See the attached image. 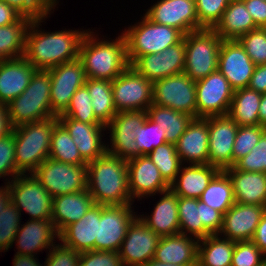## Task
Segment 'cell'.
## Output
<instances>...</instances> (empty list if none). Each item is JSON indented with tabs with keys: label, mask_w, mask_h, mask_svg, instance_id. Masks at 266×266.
<instances>
[{
	"label": "cell",
	"mask_w": 266,
	"mask_h": 266,
	"mask_svg": "<svg viewBox=\"0 0 266 266\" xmlns=\"http://www.w3.org/2000/svg\"><path fill=\"white\" fill-rule=\"evenodd\" d=\"M22 15L10 5L0 0V27L16 23Z\"/></svg>",
	"instance_id": "cell-58"
},
{
	"label": "cell",
	"mask_w": 266,
	"mask_h": 266,
	"mask_svg": "<svg viewBox=\"0 0 266 266\" xmlns=\"http://www.w3.org/2000/svg\"><path fill=\"white\" fill-rule=\"evenodd\" d=\"M234 167L247 172L266 173V131L251 152L239 159Z\"/></svg>",
	"instance_id": "cell-51"
},
{
	"label": "cell",
	"mask_w": 266,
	"mask_h": 266,
	"mask_svg": "<svg viewBox=\"0 0 266 266\" xmlns=\"http://www.w3.org/2000/svg\"><path fill=\"white\" fill-rule=\"evenodd\" d=\"M49 158L74 165H87L73 138L59 121L55 124L52 132Z\"/></svg>",
	"instance_id": "cell-40"
},
{
	"label": "cell",
	"mask_w": 266,
	"mask_h": 266,
	"mask_svg": "<svg viewBox=\"0 0 266 266\" xmlns=\"http://www.w3.org/2000/svg\"><path fill=\"white\" fill-rule=\"evenodd\" d=\"M38 260L37 257L31 255L15 253L12 264L13 266H45V262L41 264Z\"/></svg>",
	"instance_id": "cell-61"
},
{
	"label": "cell",
	"mask_w": 266,
	"mask_h": 266,
	"mask_svg": "<svg viewBox=\"0 0 266 266\" xmlns=\"http://www.w3.org/2000/svg\"><path fill=\"white\" fill-rule=\"evenodd\" d=\"M265 131L266 127L261 125L238 126L232 152L233 166L239 159L251 152Z\"/></svg>",
	"instance_id": "cell-45"
},
{
	"label": "cell",
	"mask_w": 266,
	"mask_h": 266,
	"mask_svg": "<svg viewBox=\"0 0 266 266\" xmlns=\"http://www.w3.org/2000/svg\"><path fill=\"white\" fill-rule=\"evenodd\" d=\"M130 66L152 82L184 73L185 35L180 42L164 49L160 53L138 57Z\"/></svg>",
	"instance_id": "cell-17"
},
{
	"label": "cell",
	"mask_w": 266,
	"mask_h": 266,
	"mask_svg": "<svg viewBox=\"0 0 266 266\" xmlns=\"http://www.w3.org/2000/svg\"><path fill=\"white\" fill-rule=\"evenodd\" d=\"M140 18L141 21L121 32L126 39L129 65L140 56L160 53L184 38V34L178 29L154 23L144 13Z\"/></svg>",
	"instance_id": "cell-6"
},
{
	"label": "cell",
	"mask_w": 266,
	"mask_h": 266,
	"mask_svg": "<svg viewBox=\"0 0 266 266\" xmlns=\"http://www.w3.org/2000/svg\"><path fill=\"white\" fill-rule=\"evenodd\" d=\"M23 17L36 20L38 18L54 13L59 0H2ZM53 10V11H52Z\"/></svg>",
	"instance_id": "cell-49"
},
{
	"label": "cell",
	"mask_w": 266,
	"mask_h": 266,
	"mask_svg": "<svg viewBox=\"0 0 266 266\" xmlns=\"http://www.w3.org/2000/svg\"><path fill=\"white\" fill-rule=\"evenodd\" d=\"M73 138L81 157L89 163L107 152V143L102 141L106 126L102 123H84L70 117H57ZM103 132V133H102Z\"/></svg>",
	"instance_id": "cell-23"
},
{
	"label": "cell",
	"mask_w": 266,
	"mask_h": 266,
	"mask_svg": "<svg viewBox=\"0 0 266 266\" xmlns=\"http://www.w3.org/2000/svg\"><path fill=\"white\" fill-rule=\"evenodd\" d=\"M238 41L256 66L266 64V28L253 29Z\"/></svg>",
	"instance_id": "cell-48"
},
{
	"label": "cell",
	"mask_w": 266,
	"mask_h": 266,
	"mask_svg": "<svg viewBox=\"0 0 266 266\" xmlns=\"http://www.w3.org/2000/svg\"><path fill=\"white\" fill-rule=\"evenodd\" d=\"M133 204L100 205V222H98V239L95 250L118 252L130 223L138 215ZM136 213V214H135Z\"/></svg>",
	"instance_id": "cell-14"
},
{
	"label": "cell",
	"mask_w": 266,
	"mask_h": 266,
	"mask_svg": "<svg viewBox=\"0 0 266 266\" xmlns=\"http://www.w3.org/2000/svg\"><path fill=\"white\" fill-rule=\"evenodd\" d=\"M235 241L209 235L199 240L197 266H231Z\"/></svg>",
	"instance_id": "cell-35"
},
{
	"label": "cell",
	"mask_w": 266,
	"mask_h": 266,
	"mask_svg": "<svg viewBox=\"0 0 266 266\" xmlns=\"http://www.w3.org/2000/svg\"><path fill=\"white\" fill-rule=\"evenodd\" d=\"M91 29L85 34L78 55L86 78L113 81L130 65L127 59L126 39L120 33L115 40L99 38Z\"/></svg>",
	"instance_id": "cell-3"
},
{
	"label": "cell",
	"mask_w": 266,
	"mask_h": 266,
	"mask_svg": "<svg viewBox=\"0 0 266 266\" xmlns=\"http://www.w3.org/2000/svg\"><path fill=\"white\" fill-rule=\"evenodd\" d=\"M146 112L151 121L157 123L161 129L166 130V142L174 145L184 134L188 124L193 119L192 116L186 113L153 103Z\"/></svg>",
	"instance_id": "cell-36"
},
{
	"label": "cell",
	"mask_w": 266,
	"mask_h": 266,
	"mask_svg": "<svg viewBox=\"0 0 266 266\" xmlns=\"http://www.w3.org/2000/svg\"><path fill=\"white\" fill-rule=\"evenodd\" d=\"M59 239L51 219L31 220L22 224L14 239L17 254L36 255L47 249V252L55 245Z\"/></svg>",
	"instance_id": "cell-24"
},
{
	"label": "cell",
	"mask_w": 266,
	"mask_h": 266,
	"mask_svg": "<svg viewBox=\"0 0 266 266\" xmlns=\"http://www.w3.org/2000/svg\"><path fill=\"white\" fill-rule=\"evenodd\" d=\"M13 128L9 118L8 106L0 103V138L11 133Z\"/></svg>",
	"instance_id": "cell-60"
},
{
	"label": "cell",
	"mask_w": 266,
	"mask_h": 266,
	"mask_svg": "<svg viewBox=\"0 0 266 266\" xmlns=\"http://www.w3.org/2000/svg\"><path fill=\"white\" fill-rule=\"evenodd\" d=\"M165 129H161L157 123L148 117L136 133L135 142L138 146V156L148 155L153 149L166 142Z\"/></svg>",
	"instance_id": "cell-46"
},
{
	"label": "cell",
	"mask_w": 266,
	"mask_h": 266,
	"mask_svg": "<svg viewBox=\"0 0 266 266\" xmlns=\"http://www.w3.org/2000/svg\"><path fill=\"white\" fill-rule=\"evenodd\" d=\"M252 241L266 255V210L256 228Z\"/></svg>",
	"instance_id": "cell-59"
},
{
	"label": "cell",
	"mask_w": 266,
	"mask_h": 266,
	"mask_svg": "<svg viewBox=\"0 0 266 266\" xmlns=\"http://www.w3.org/2000/svg\"><path fill=\"white\" fill-rule=\"evenodd\" d=\"M160 195L163 196L156 202L150 215L138 214V216L160 237L179 234L178 195L171 189Z\"/></svg>",
	"instance_id": "cell-29"
},
{
	"label": "cell",
	"mask_w": 266,
	"mask_h": 266,
	"mask_svg": "<svg viewBox=\"0 0 266 266\" xmlns=\"http://www.w3.org/2000/svg\"><path fill=\"white\" fill-rule=\"evenodd\" d=\"M51 75L50 104L58 117L69 106L72 96L86 82V74L79 59L48 69Z\"/></svg>",
	"instance_id": "cell-16"
},
{
	"label": "cell",
	"mask_w": 266,
	"mask_h": 266,
	"mask_svg": "<svg viewBox=\"0 0 266 266\" xmlns=\"http://www.w3.org/2000/svg\"><path fill=\"white\" fill-rule=\"evenodd\" d=\"M248 88L260 93H266V64L255 67Z\"/></svg>",
	"instance_id": "cell-57"
},
{
	"label": "cell",
	"mask_w": 266,
	"mask_h": 266,
	"mask_svg": "<svg viewBox=\"0 0 266 266\" xmlns=\"http://www.w3.org/2000/svg\"><path fill=\"white\" fill-rule=\"evenodd\" d=\"M11 202L31 220L51 219L53 198L33 173L20 174L7 183Z\"/></svg>",
	"instance_id": "cell-9"
},
{
	"label": "cell",
	"mask_w": 266,
	"mask_h": 266,
	"mask_svg": "<svg viewBox=\"0 0 266 266\" xmlns=\"http://www.w3.org/2000/svg\"><path fill=\"white\" fill-rule=\"evenodd\" d=\"M10 176L9 178L6 177ZM17 176V167L15 164V143L13 131L8 135L0 138V178L9 183Z\"/></svg>",
	"instance_id": "cell-52"
},
{
	"label": "cell",
	"mask_w": 266,
	"mask_h": 266,
	"mask_svg": "<svg viewBox=\"0 0 266 266\" xmlns=\"http://www.w3.org/2000/svg\"><path fill=\"white\" fill-rule=\"evenodd\" d=\"M262 93L247 88L235 90L228 116L238 125H259V105Z\"/></svg>",
	"instance_id": "cell-34"
},
{
	"label": "cell",
	"mask_w": 266,
	"mask_h": 266,
	"mask_svg": "<svg viewBox=\"0 0 266 266\" xmlns=\"http://www.w3.org/2000/svg\"><path fill=\"white\" fill-rule=\"evenodd\" d=\"M208 117L193 118L184 134L176 142V151L182 164H208Z\"/></svg>",
	"instance_id": "cell-25"
},
{
	"label": "cell",
	"mask_w": 266,
	"mask_h": 266,
	"mask_svg": "<svg viewBox=\"0 0 266 266\" xmlns=\"http://www.w3.org/2000/svg\"><path fill=\"white\" fill-rule=\"evenodd\" d=\"M58 117H70L84 123H101L94 115L91 98L85 85L75 92L67 109Z\"/></svg>",
	"instance_id": "cell-43"
},
{
	"label": "cell",
	"mask_w": 266,
	"mask_h": 266,
	"mask_svg": "<svg viewBox=\"0 0 266 266\" xmlns=\"http://www.w3.org/2000/svg\"><path fill=\"white\" fill-rule=\"evenodd\" d=\"M201 214L203 223V238L219 234L223 224V214L201 201Z\"/></svg>",
	"instance_id": "cell-55"
},
{
	"label": "cell",
	"mask_w": 266,
	"mask_h": 266,
	"mask_svg": "<svg viewBox=\"0 0 266 266\" xmlns=\"http://www.w3.org/2000/svg\"><path fill=\"white\" fill-rule=\"evenodd\" d=\"M57 117L25 123L13 128L17 175L33 173L49 157L51 136Z\"/></svg>",
	"instance_id": "cell-4"
},
{
	"label": "cell",
	"mask_w": 266,
	"mask_h": 266,
	"mask_svg": "<svg viewBox=\"0 0 266 266\" xmlns=\"http://www.w3.org/2000/svg\"><path fill=\"white\" fill-rule=\"evenodd\" d=\"M258 28L242 0H230L220 21L213 30L223 40H238L244 34Z\"/></svg>",
	"instance_id": "cell-33"
},
{
	"label": "cell",
	"mask_w": 266,
	"mask_h": 266,
	"mask_svg": "<svg viewBox=\"0 0 266 266\" xmlns=\"http://www.w3.org/2000/svg\"><path fill=\"white\" fill-rule=\"evenodd\" d=\"M98 222H100V204H94L80 220L66 226L59 233L58 241L78 252L95 250Z\"/></svg>",
	"instance_id": "cell-26"
},
{
	"label": "cell",
	"mask_w": 266,
	"mask_h": 266,
	"mask_svg": "<svg viewBox=\"0 0 266 266\" xmlns=\"http://www.w3.org/2000/svg\"><path fill=\"white\" fill-rule=\"evenodd\" d=\"M143 266H177V265H174L172 263H161V262H158V261L152 259L147 264H145Z\"/></svg>",
	"instance_id": "cell-64"
},
{
	"label": "cell",
	"mask_w": 266,
	"mask_h": 266,
	"mask_svg": "<svg viewBox=\"0 0 266 266\" xmlns=\"http://www.w3.org/2000/svg\"><path fill=\"white\" fill-rule=\"evenodd\" d=\"M178 218L180 234L203 239L201 201L198 198L178 196Z\"/></svg>",
	"instance_id": "cell-41"
},
{
	"label": "cell",
	"mask_w": 266,
	"mask_h": 266,
	"mask_svg": "<svg viewBox=\"0 0 266 266\" xmlns=\"http://www.w3.org/2000/svg\"><path fill=\"white\" fill-rule=\"evenodd\" d=\"M266 263V255L249 241L235 242L231 266H263Z\"/></svg>",
	"instance_id": "cell-50"
},
{
	"label": "cell",
	"mask_w": 266,
	"mask_h": 266,
	"mask_svg": "<svg viewBox=\"0 0 266 266\" xmlns=\"http://www.w3.org/2000/svg\"><path fill=\"white\" fill-rule=\"evenodd\" d=\"M265 210V206L235 202L223 215L219 235L235 242L252 240Z\"/></svg>",
	"instance_id": "cell-22"
},
{
	"label": "cell",
	"mask_w": 266,
	"mask_h": 266,
	"mask_svg": "<svg viewBox=\"0 0 266 266\" xmlns=\"http://www.w3.org/2000/svg\"><path fill=\"white\" fill-rule=\"evenodd\" d=\"M50 15L32 20L26 33L24 58L37 70H48L78 59L81 42L89 31L66 28L54 32L42 31L41 23Z\"/></svg>",
	"instance_id": "cell-1"
},
{
	"label": "cell",
	"mask_w": 266,
	"mask_h": 266,
	"mask_svg": "<svg viewBox=\"0 0 266 266\" xmlns=\"http://www.w3.org/2000/svg\"><path fill=\"white\" fill-rule=\"evenodd\" d=\"M127 166L129 192L133 203L137 198V201H140L170 189V185L162 178L158 167L147 155L128 160Z\"/></svg>",
	"instance_id": "cell-21"
},
{
	"label": "cell",
	"mask_w": 266,
	"mask_h": 266,
	"mask_svg": "<svg viewBox=\"0 0 266 266\" xmlns=\"http://www.w3.org/2000/svg\"><path fill=\"white\" fill-rule=\"evenodd\" d=\"M21 212L10 201L0 214V252L12 248L21 224Z\"/></svg>",
	"instance_id": "cell-44"
},
{
	"label": "cell",
	"mask_w": 266,
	"mask_h": 266,
	"mask_svg": "<svg viewBox=\"0 0 266 266\" xmlns=\"http://www.w3.org/2000/svg\"><path fill=\"white\" fill-rule=\"evenodd\" d=\"M199 200L223 215L235 204L232 183L225 171H219L209 182Z\"/></svg>",
	"instance_id": "cell-39"
},
{
	"label": "cell",
	"mask_w": 266,
	"mask_h": 266,
	"mask_svg": "<svg viewBox=\"0 0 266 266\" xmlns=\"http://www.w3.org/2000/svg\"><path fill=\"white\" fill-rule=\"evenodd\" d=\"M147 156L158 167L162 178L171 185L183 165L177 154L176 146L165 142L153 149Z\"/></svg>",
	"instance_id": "cell-42"
},
{
	"label": "cell",
	"mask_w": 266,
	"mask_h": 266,
	"mask_svg": "<svg viewBox=\"0 0 266 266\" xmlns=\"http://www.w3.org/2000/svg\"><path fill=\"white\" fill-rule=\"evenodd\" d=\"M152 91L153 104L196 118V82L186 73L155 80Z\"/></svg>",
	"instance_id": "cell-11"
},
{
	"label": "cell",
	"mask_w": 266,
	"mask_h": 266,
	"mask_svg": "<svg viewBox=\"0 0 266 266\" xmlns=\"http://www.w3.org/2000/svg\"><path fill=\"white\" fill-rule=\"evenodd\" d=\"M224 171L231 180L235 202L266 207V173L237 170L234 166Z\"/></svg>",
	"instance_id": "cell-30"
},
{
	"label": "cell",
	"mask_w": 266,
	"mask_h": 266,
	"mask_svg": "<svg viewBox=\"0 0 266 266\" xmlns=\"http://www.w3.org/2000/svg\"><path fill=\"white\" fill-rule=\"evenodd\" d=\"M220 170L210 164H183L170 189L180 197L198 198Z\"/></svg>",
	"instance_id": "cell-32"
},
{
	"label": "cell",
	"mask_w": 266,
	"mask_h": 266,
	"mask_svg": "<svg viewBox=\"0 0 266 266\" xmlns=\"http://www.w3.org/2000/svg\"><path fill=\"white\" fill-rule=\"evenodd\" d=\"M255 67L238 40H223L218 55V70L234 91L248 87Z\"/></svg>",
	"instance_id": "cell-20"
},
{
	"label": "cell",
	"mask_w": 266,
	"mask_h": 266,
	"mask_svg": "<svg viewBox=\"0 0 266 266\" xmlns=\"http://www.w3.org/2000/svg\"><path fill=\"white\" fill-rule=\"evenodd\" d=\"M95 204L88 189L53 198L51 220L59 234L66 226L80 220Z\"/></svg>",
	"instance_id": "cell-31"
},
{
	"label": "cell",
	"mask_w": 266,
	"mask_h": 266,
	"mask_svg": "<svg viewBox=\"0 0 266 266\" xmlns=\"http://www.w3.org/2000/svg\"><path fill=\"white\" fill-rule=\"evenodd\" d=\"M79 266H123L116 251L91 250L81 252Z\"/></svg>",
	"instance_id": "cell-54"
},
{
	"label": "cell",
	"mask_w": 266,
	"mask_h": 266,
	"mask_svg": "<svg viewBox=\"0 0 266 266\" xmlns=\"http://www.w3.org/2000/svg\"><path fill=\"white\" fill-rule=\"evenodd\" d=\"M51 75L48 70H36L24 92L8 106L13 127L56 117L50 104Z\"/></svg>",
	"instance_id": "cell-5"
},
{
	"label": "cell",
	"mask_w": 266,
	"mask_h": 266,
	"mask_svg": "<svg viewBox=\"0 0 266 266\" xmlns=\"http://www.w3.org/2000/svg\"><path fill=\"white\" fill-rule=\"evenodd\" d=\"M46 257L45 266H79L81 252L58 242L49 250Z\"/></svg>",
	"instance_id": "cell-53"
},
{
	"label": "cell",
	"mask_w": 266,
	"mask_h": 266,
	"mask_svg": "<svg viewBox=\"0 0 266 266\" xmlns=\"http://www.w3.org/2000/svg\"><path fill=\"white\" fill-rule=\"evenodd\" d=\"M230 0H195L198 31L213 29L220 21Z\"/></svg>",
	"instance_id": "cell-47"
},
{
	"label": "cell",
	"mask_w": 266,
	"mask_h": 266,
	"mask_svg": "<svg viewBox=\"0 0 266 266\" xmlns=\"http://www.w3.org/2000/svg\"><path fill=\"white\" fill-rule=\"evenodd\" d=\"M258 116L259 125L266 127V93H262Z\"/></svg>",
	"instance_id": "cell-63"
},
{
	"label": "cell",
	"mask_w": 266,
	"mask_h": 266,
	"mask_svg": "<svg viewBox=\"0 0 266 266\" xmlns=\"http://www.w3.org/2000/svg\"><path fill=\"white\" fill-rule=\"evenodd\" d=\"M222 42L223 39L213 29L186 34L184 73L197 81L217 71Z\"/></svg>",
	"instance_id": "cell-7"
},
{
	"label": "cell",
	"mask_w": 266,
	"mask_h": 266,
	"mask_svg": "<svg viewBox=\"0 0 266 266\" xmlns=\"http://www.w3.org/2000/svg\"><path fill=\"white\" fill-rule=\"evenodd\" d=\"M152 90L153 82L129 66L112 81L116 111H147L153 103Z\"/></svg>",
	"instance_id": "cell-10"
},
{
	"label": "cell",
	"mask_w": 266,
	"mask_h": 266,
	"mask_svg": "<svg viewBox=\"0 0 266 266\" xmlns=\"http://www.w3.org/2000/svg\"><path fill=\"white\" fill-rule=\"evenodd\" d=\"M33 174L52 198L87 189V165L59 162L48 157Z\"/></svg>",
	"instance_id": "cell-8"
},
{
	"label": "cell",
	"mask_w": 266,
	"mask_h": 266,
	"mask_svg": "<svg viewBox=\"0 0 266 266\" xmlns=\"http://www.w3.org/2000/svg\"><path fill=\"white\" fill-rule=\"evenodd\" d=\"M11 201L10 191L8 189L7 183L0 187V214L1 211L6 207V205Z\"/></svg>",
	"instance_id": "cell-62"
},
{
	"label": "cell",
	"mask_w": 266,
	"mask_h": 266,
	"mask_svg": "<svg viewBox=\"0 0 266 266\" xmlns=\"http://www.w3.org/2000/svg\"><path fill=\"white\" fill-rule=\"evenodd\" d=\"M145 12L154 23L176 28L184 35L198 31L195 0H157Z\"/></svg>",
	"instance_id": "cell-18"
},
{
	"label": "cell",
	"mask_w": 266,
	"mask_h": 266,
	"mask_svg": "<svg viewBox=\"0 0 266 266\" xmlns=\"http://www.w3.org/2000/svg\"><path fill=\"white\" fill-rule=\"evenodd\" d=\"M84 85L88 89L95 117L106 126L117 114L112 81L87 78Z\"/></svg>",
	"instance_id": "cell-37"
},
{
	"label": "cell",
	"mask_w": 266,
	"mask_h": 266,
	"mask_svg": "<svg viewBox=\"0 0 266 266\" xmlns=\"http://www.w3.org/2000/svg\"><path fill=\"white\" fill-rule=\"evenodd\" d=\"M160 236L137 215L130 223L118 255L123 266H143L154 258Z\"/></svg>",
	"instance_id": "cell-15"
},
{
	"label": "cell",
	"mask_w": 266,
	"mask_h": 266,
	"mask_svg": "<svg viewBox=\"0 0 266 266\" xmlns=\"http://www.w3.org/2000/svg\"><path fill=\"white\" fill-rule=\"evenodd\" d=\"M147 117L146 111L117 112L106 125V130L110 131L107 152L125 161L138 157L136 133L139 132Z\"/></svg>",
	"instance_id": "cell-12"
},
{
	"label": "cell",
	"mask_w": 266,
	"mask_h": 266,
	"mask_svg": "<svg viewBox=\"0 0 266 266\" xmlns=\"http://www.w3.org/2000/svg\"><path fill=\"white\" fill-rule=\"evenodd\" d=\"M199 239L184 234L160 238L154 260L177 266H197Z\"/></svg>",
	"instance_id": "cell-28"
},
{
	"label": "cell",
	"mask_w": 266,
	"mask_h": 266,
	"mask_svg": "<svg viewBox=\"0 0 266 266\" xmlns=\"http://www.w3.org/2000/svg\"><path fill=\"white\" fill-rule=\"evenodd\" d=\"M196 82V118L228 114L234 90L217 70Z\"/></svg>",
	"instance_id": "cell-13"
},
{
	"label": "cell",
	"mask_w": 266,
	"mask_h": 266,
	"mask_svg": "<svg viewBox=\"0 0 266 266\" xmlns=\"http://www.w3.org/2000/svg\"><path fill=\"white\" fill-rule=\"evenodd\" d=\"M245 3L247 11L260 28H266V0H242Z\"/></svg>",
	"instance_id": "cell-56"
},
{
	"label": "cell",
	"mask_w": 266,
	"mask_h": 266,
	"mask_svg": "<svg viewBox=\"0 0 266 266\" xmlns=\"http://www.w3.org/2000/svg\"><path fill=\"white\" fill-rule=\"evenodd\" d=\"M31 21L22 16L16 23L0 27V61L24 57L26 33Z\"/></svg>",
	"instance_id": "cell-38"
},
{
	"label": "cell",
	"mask_w": 266,
	"mask_h": 266,
	"mask_svg": "<svg viewBox=\"0 0 266 266\" xmlns=\"http://www.w3.org/2000/svg\"><path fill=\"white\" fill-rule=\"evenodd\" d=\"M87 189L95 204H134L129 192L127 161L108 152L87 163Z\"/></svg>",
	"instance_id": "cell-2"
},
{
	"label": "cell",
	"mask_w": 266,
	"mask_h": 266,
	"mask_svg": "<svg viewBox=\"0 0 266 266\" xmlns=\"http://www.w3.org/2000/svg\"><path fill=\"white\" fill-rule=\"evenodd\" d=\"M36 70L24 57L0 61V103L7 105L21 95Z\"/></svg>",
	"instance_id": "cell-27"
},
{
	"label": "cell",
	"mask_w": 266,
	"mask_h": 266,
	"mask_svg": "<svg viewBox=\"0 0 266 266\" xmlns=\"http://www.w3.org/2000/svg\"><path fill=\"white\" fill-rule=\"evenodd\" d=\"M208 164L224 171L233 167V146L238 125L228 116H209Z\"/></svg>",
	"instance_id": "cell-19"
}]
</instances>
